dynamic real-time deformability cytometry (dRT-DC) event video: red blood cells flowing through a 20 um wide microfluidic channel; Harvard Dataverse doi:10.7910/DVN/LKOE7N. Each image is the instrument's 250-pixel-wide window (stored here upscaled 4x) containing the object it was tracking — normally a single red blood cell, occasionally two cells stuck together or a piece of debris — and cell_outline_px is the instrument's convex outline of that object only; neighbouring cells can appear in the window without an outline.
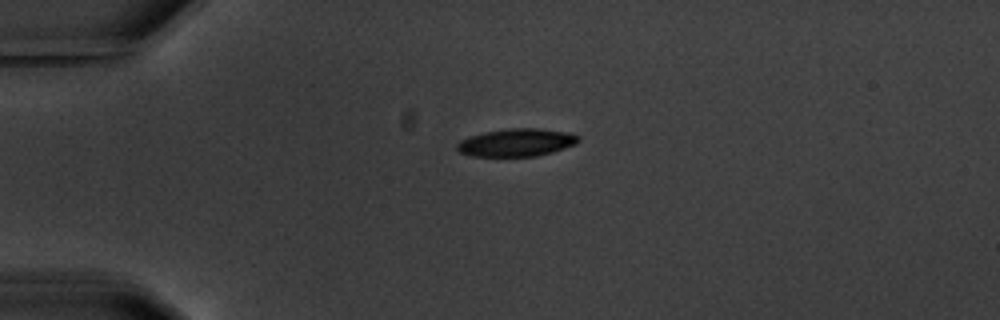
{"species": "common noctule bat (a hibernating species)", "species_latin": "Nyctalus noctula", "temperature_condition": "warm", "stored_images_in_passage": 3, "camera_frame_rate_fps": 3000, "um_per_image_px": 0.085, "animal": {"sex": "male", "body_mass_g": 20.1, "forearm_length_mm": 53.5}, "frame": {"image": 1, "passage_image": 1, "time_ms": 0.0, "image_size_px": [1000, 320], "cell_outline_px": [[580, 140], [576, 144], [552, 152], [536, 156], [472, 156], [460, 152], [456, 148], [456, 144], [460, 140], [468, 136], [484, 132], [508, 128], [540, 128], [568, 132], [580, 136]], "centroid_in_image_um": [43.9, 12.1], "position_along_channel_um": 41.1, "area_um2": 19.77}}
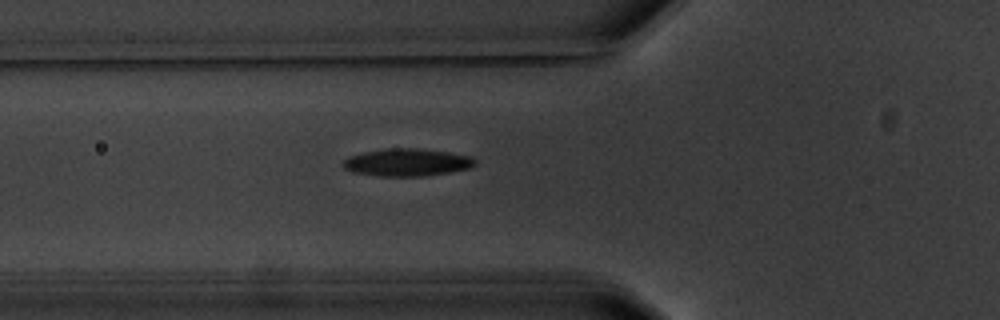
{"frame": {"image": 2, "passage_image": 3, "time_ms": 2.333, "image_size_px": [1000, 320], "cell_outline_px": [[476, 164], [468, 168], [428, 176], [380, 176], [352, 172], [344, 168], [340, 164], [344, 160], [352, 156], [364, 152], [388, 148], [416, 148], [448, 152], [472, 156], [476, 160]], "centroid_in_image_um": [34.6, 13.8], "position_along_channel_um": 91.2, "area_um2": 21.1}}